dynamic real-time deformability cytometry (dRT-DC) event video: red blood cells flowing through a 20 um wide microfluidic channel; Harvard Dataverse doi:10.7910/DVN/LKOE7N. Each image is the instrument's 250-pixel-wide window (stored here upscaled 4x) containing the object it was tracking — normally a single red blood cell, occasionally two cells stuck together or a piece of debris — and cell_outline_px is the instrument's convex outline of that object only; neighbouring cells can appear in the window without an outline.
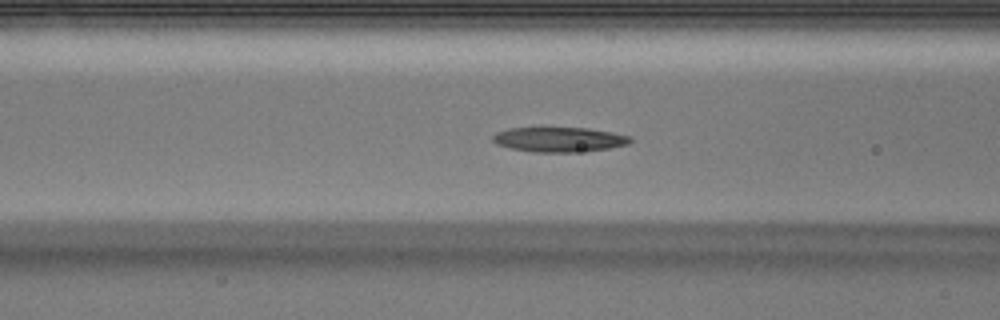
{"species": "Egyptian fruit bat (a non-hibernating species)", "species_latin": "Rousettus aegyptiacus", "temperature_condition": "warm", "stored_images_in_passage": 48, "camera_frame_rate_fps": 3000, "um_per_image_px": 0.085, "animal": {"sex": "male"}, "frame": {"image": 1, "passage_image": 17, "time_ms": 5.333, "image_size_px": [1000, 320], "cell_outline_px": [[632, 140], [628, 144], [608, 148], [572, 152], [536, 152], [512, 148], [496, 144], [492, 140], [492, 136], [496, 132], [508, 128], [588, 128], [612, 132], [632, 136]], "centroid_in_image_um": [47.53, 11.85], "position_along_channel_um": 119.1, "area_um2": 19.71}}
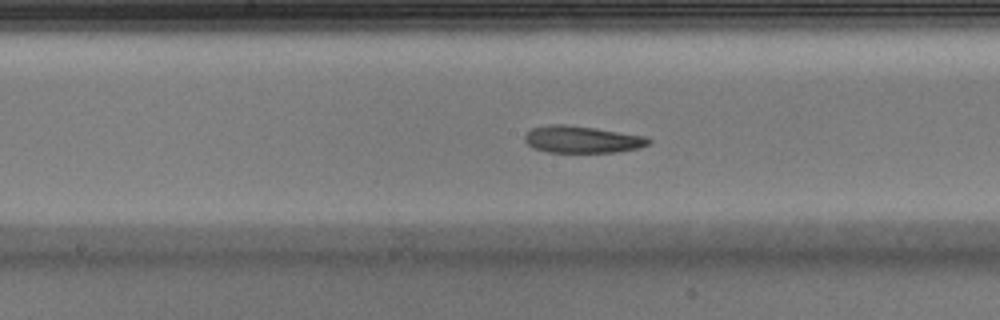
{"frame": {"image": 2, "passage_image": 23, "time_ms": 7.333, "image_size_px": [1000, 320], "cell_outline_px": [[652, 140], [648, 144], [640, 148], [616, 152], [548, 152], [532, 148], [524, 140], [524, 136], [532, 128], [552, 124], [564, 124], [596, 128], [648, 136]], "centroid_in_image_um": [49.5, 11.85], "position_along_channel_um": 198.7, "area_um2": 19.59}}
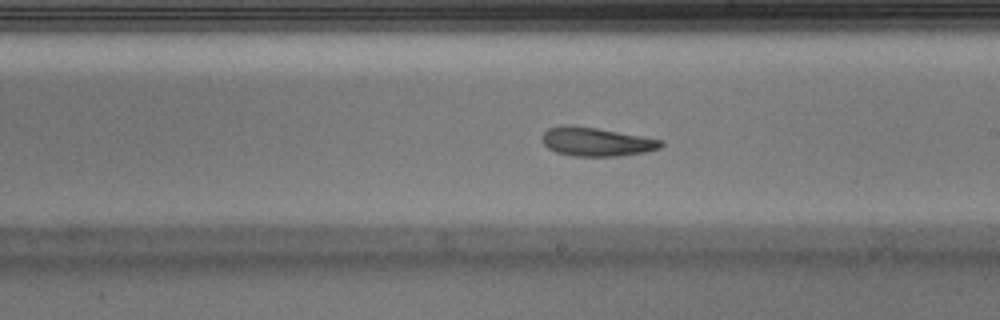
{"frame": {"image": 3, "passage_image": 26, "time_ms": 8.333, "image_size_px": [1000, 320], "cell_outline_px": [[664, 144], [660, 148], [644, 152], [616, 156], [572, 156], [556, 152], [548, 148], [544, 144], [540, 136], [548, 128], [564, 124], [572, 124], [644, 136], [664, 140]], "centroid_in_image_um": [50.67, 12.03], "position_along_channel_um": 238.3, "area_um2": 20.11}}